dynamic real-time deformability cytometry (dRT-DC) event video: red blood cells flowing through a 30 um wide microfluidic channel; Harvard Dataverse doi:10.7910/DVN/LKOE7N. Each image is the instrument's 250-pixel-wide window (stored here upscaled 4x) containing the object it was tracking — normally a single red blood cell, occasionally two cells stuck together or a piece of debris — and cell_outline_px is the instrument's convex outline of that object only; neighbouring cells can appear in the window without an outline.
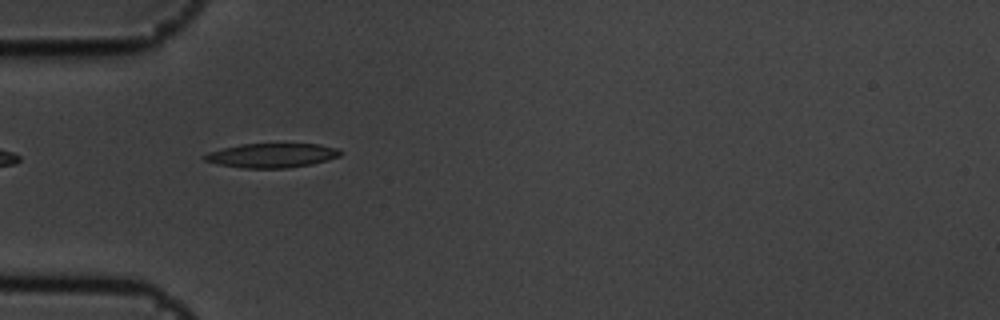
{"species": "common noctule bat (a hibernating species)", "species_latin": "Nyctalus noctula", "temperature_condition": "cold", "stored_images_in_passage": 7, "camera_frame_rate_fps": 3000, "um_per_image_px": 0.085, "animal": {"sex": "male", "body_mass_g": 19.5, "forearm_length_mm": 54.6}, "frame": {"image": 1, "passage_image": 6, "time_ms": 1.667, "image_size_px": [1000, 320], "cell_outline_px": [[340, 156], [328, 160], [312, 164], [288, 168], [240, 168], [216, 164], [204, 160], [200, 156], [208, 152], [240, 144], [320, 144], [336, 148], [340, 152]], "centroid_in_image_um": [23.06, 13.22], "position_along_channel_um": 61.9, "area_um2": 19.31}}
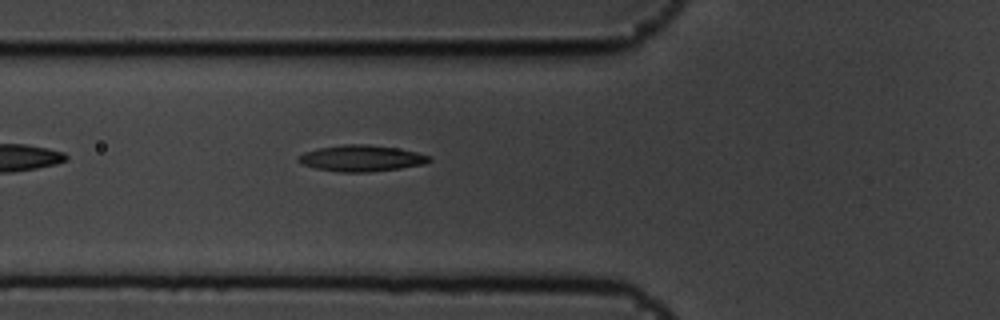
{"frame": {"image": 2, "passage_image": 7, "time_ms": 2.0, "image_size_px": [1000, 320], "cell_outline_px": [[432, 160], [424, 164], [400, 168], [368, 172], [340, 172], [316, 168], [304, 164], [296, 160], [296, 156], [304, 152], [316, 148], [340, 144], [368, 144], [396, 148], [416, 152], [432, 156]], "centroid_in_image_um": [30.7, 13.44], "position_along_channel_um": 95.1, "area_um2": 20.11}}